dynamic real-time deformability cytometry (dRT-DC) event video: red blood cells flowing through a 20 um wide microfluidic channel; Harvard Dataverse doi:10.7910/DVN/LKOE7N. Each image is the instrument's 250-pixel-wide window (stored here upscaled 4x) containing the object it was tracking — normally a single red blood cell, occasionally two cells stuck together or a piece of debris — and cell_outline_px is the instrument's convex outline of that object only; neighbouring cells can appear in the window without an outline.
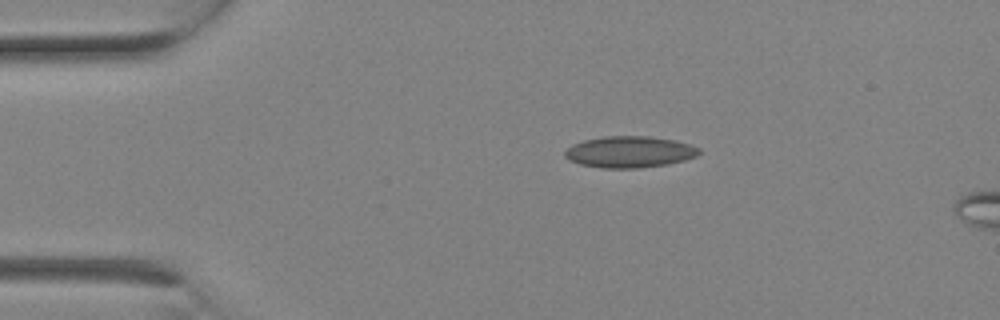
{"species": "Egyptian fruit bat (a non-hibernating species)", "species_latin": "Rousettus aegyptiacus", "temperature_condition": "room temperature", "stored_images_in_passage": 2, "camera_frame_rate_fps": 3000, "um_per_image_px": 0.085, "animal": {"sex": "female"}, "frame": {"image": 1, "passage_image": 1, "time_ms": 0.0, "image_size_px": [1000, 320], "cell_outline_px": [[700, 152], [696, 156], [684, 160], [668, 164], [636, 168], [600, 168], [580, 164], [564, 156], [564, 152], [572, 144], [584, 140], [604, 136], [648, 136], [676, 140], [700, 148]], "centroid_in_image_um": [53.51, 12.91], "position_along_channel_um": 31.5, "area_um2": 24.51}}